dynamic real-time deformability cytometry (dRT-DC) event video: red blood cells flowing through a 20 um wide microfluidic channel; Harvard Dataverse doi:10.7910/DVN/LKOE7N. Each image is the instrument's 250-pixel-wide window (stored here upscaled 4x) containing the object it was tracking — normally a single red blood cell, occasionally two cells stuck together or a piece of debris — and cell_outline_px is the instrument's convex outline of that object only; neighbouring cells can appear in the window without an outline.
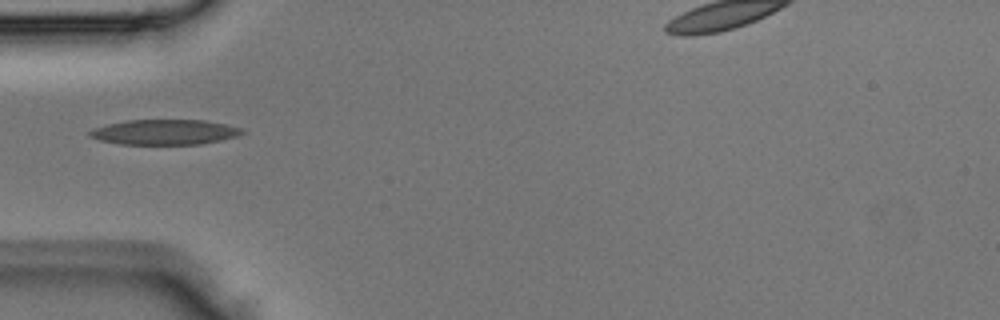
{"species": "Egyptian fruit bat (a non-hibernating species)", "species_latin": "Rousettus aegyptiacus", "temperature_condition": "room temperature", "stored_images_in_passage": 1, "camera_frame_rate_fps": 3000, "um_per_image_px": 0.085, "animal": {"sex": "male"}, "frame": {"image": 1, "passage_image": 1, "time_ms": 0.0, "image_size_px": [1000, 320], "cell_outline_px": [[248, 132], [236, 136], [220, 140], [200, 144], [120, 144], [100, 140], [88, 136], [88, 132], [92, 128], [124, 120], [204, 120], [244, 128]], "centroid_in_image_um": [13.99, 11.22], "position_along_channel_um": 71.0, "area_um2": 22.43}}